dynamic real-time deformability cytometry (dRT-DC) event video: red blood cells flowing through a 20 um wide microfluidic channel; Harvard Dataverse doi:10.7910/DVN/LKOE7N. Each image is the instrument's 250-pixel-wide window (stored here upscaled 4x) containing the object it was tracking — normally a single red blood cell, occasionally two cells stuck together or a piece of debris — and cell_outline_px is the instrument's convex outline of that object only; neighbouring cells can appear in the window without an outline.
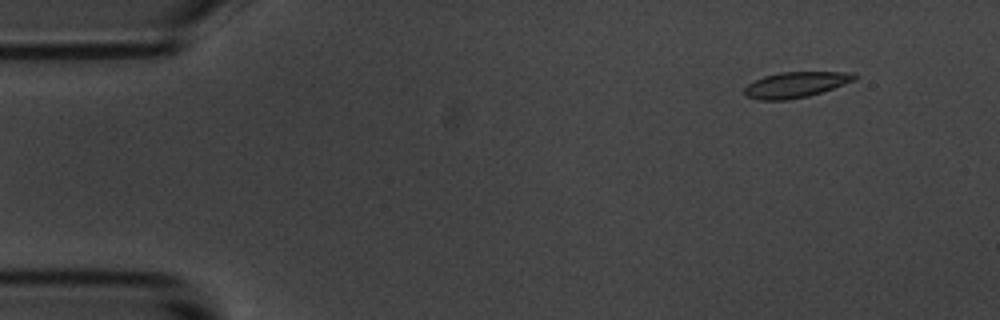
{"species": "common noctule bat (a hibernating species)", "species_latin": "Nyctalus noctula", "temperature_condition": "room temperature", "stored_images_in_passage": 5, "camera_frame_rate_fps": 3000, "um_per_image_px": 0.085, "animal": {"sex": "male", "body_mass_g": 20.1, "forearm_length_mm": 53.5}, "frame": {"image": 1, "passage_image": 2, "time_ms": 1.333, "image_size_px": [1000, 320], "cell_outline_px": [[856, 80], [808, 96], [788, 100], [760, 100], [748, 96], [744, 92], [744, 88], [748, 84], [764, 76], [780, 72], [852, 72], [856, 76]], "centroid_in_image_um": [67.63, 7.2], "position_along_channel_um": 17.4, "area_um2": 16.24}}
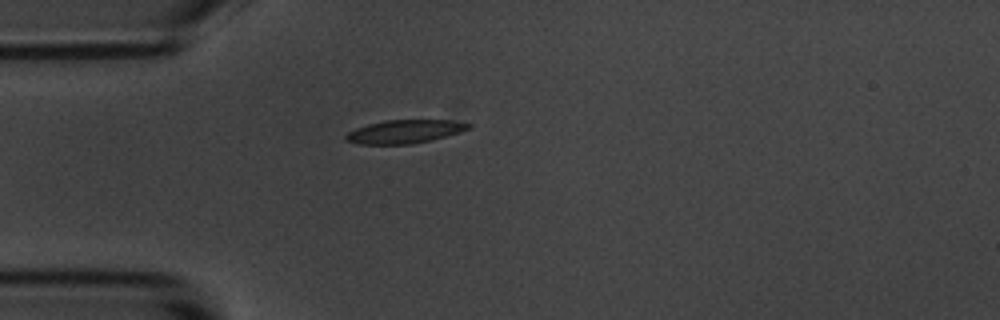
{"frame": {"image": 2, "passage_image": 5, "time_ms": 4.667, "image_size_px": [1000, 320], "cell_outline_px": [[472, 128], [460, 132], [432, 140], [408, 144], [360, 144], [344, 140], [344, 136], [348, 132], [356, 128], [368, 124], [384, 120], [452, 120], [472, 124]], "centroid_in_image_um": [34.4, 11.18], "position_along_channel_um": 50.6, "area_um2": 16.76}}